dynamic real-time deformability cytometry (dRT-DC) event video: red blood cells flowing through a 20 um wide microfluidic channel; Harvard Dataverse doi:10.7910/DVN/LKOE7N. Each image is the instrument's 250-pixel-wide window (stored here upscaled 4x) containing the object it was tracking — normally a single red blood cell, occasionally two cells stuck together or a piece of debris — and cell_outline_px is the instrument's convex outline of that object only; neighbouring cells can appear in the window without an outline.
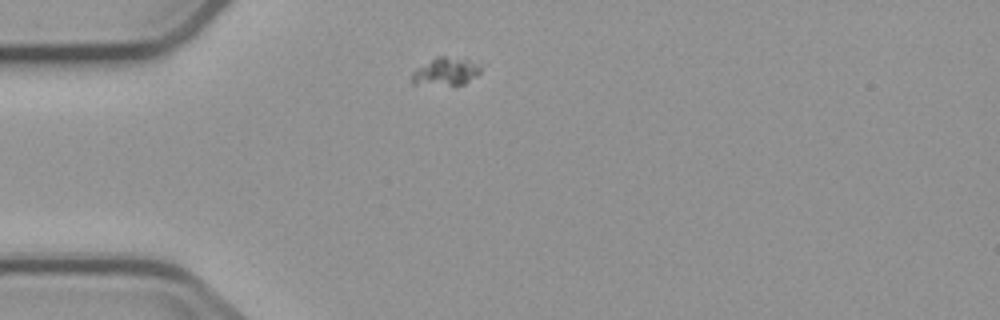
{"species": "common noctule bat (a hibernating species)", "species_latin": "Nyctalus noctula", "temperature_condition": "cold", "stored_images_in_passage": 5, "camera_frame_rate_fps": 3000, "um_per_image_px": 0.085, "animal": {"sex": "male", "body_mass_g": 23.1, "forearm_length_mm": 52.7}, "frame": {"image": 1, "passage_image": 1, "time_ms": 0.0, "image_size_px": [1000, 320], "cell_outline_px": [[480, 72], [476, 76], [464, 84], [412, 84], [412, 72], [416, 68], [436, 56], [444, 56], [468, 60], [480, 64]], "centroid_in_image_um": [37.87, 6.07], "position_along_channel_um": 47.1, "area_um2": 10.98}}
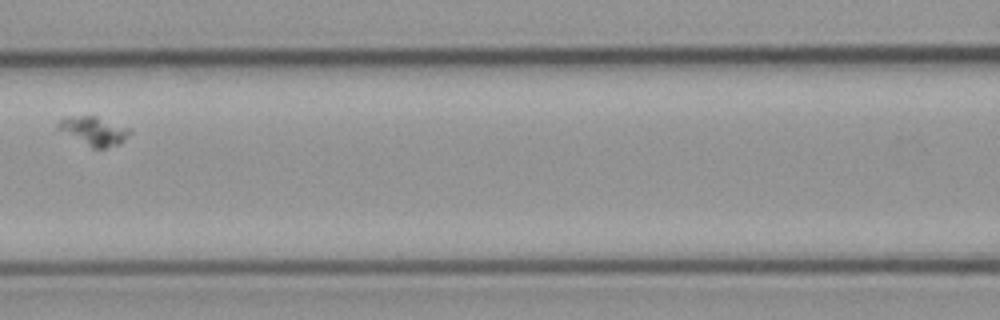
{"frame": {"image": 2, "passage_image": 4, "time_ms": 3.667, "image_size_px": [1000, 320], "cell_outline_px": [[132, 132], [120, 144], [104, 148], [92, 148], [56, 128], [56, 124], [64, 116], [96, 116], [128, 128]], "centroid_in_image_um": [7.96, 11.12], "position_along_channel_um": 158.6, "area_um2": 11.85}}
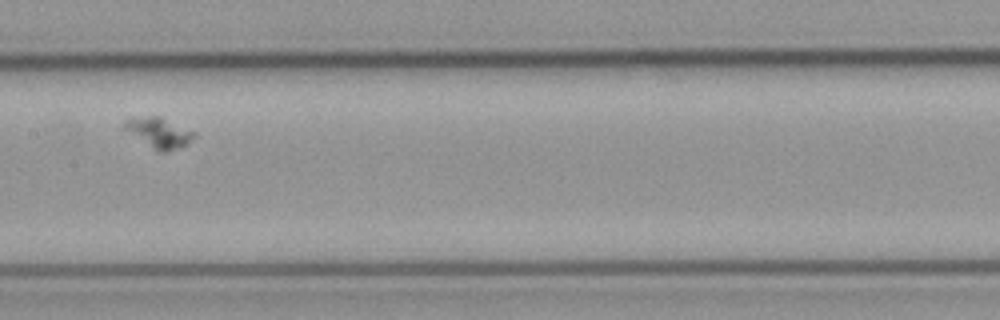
{"frame": {"image": 3, "passage_image": 5, "time_ms": 4.667, "image_size_px": [1000, 320], "cell_outline_px": [[196, 136], [188, 144], [180, 148], [164, 152], [160, 152], [152, 148], [120, 128], [124, 120], [148, 116], [160, 116], [196, 132]], "centroid_in_image_um": [13.5, 11.28], "position_along_channel_um": 193.9, "area_um2": 12.48}}